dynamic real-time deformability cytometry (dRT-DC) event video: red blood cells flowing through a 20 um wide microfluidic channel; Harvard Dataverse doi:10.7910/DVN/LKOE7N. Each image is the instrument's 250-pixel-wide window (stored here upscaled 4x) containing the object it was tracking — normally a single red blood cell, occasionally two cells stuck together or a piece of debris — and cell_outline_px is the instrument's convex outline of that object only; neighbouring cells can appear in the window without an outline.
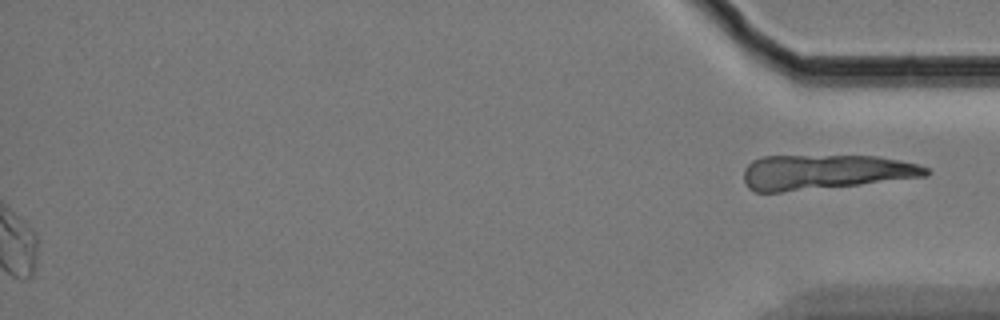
{"species": "Egyptian fruit bat (a non-hibernating species)", "species_latin": "Rousettus aegyptiacus", "temperature_condition": "cold", "stored_images_in_passage": 52, "segment_of_instrument_passage": [2, 2], "camera_frame_rate_fps": 3000, "um_per_image_px": 0.085, "animal": {"sex": "female"}, "frame": {"image": 1, "passage_image": 52, "time_ms": 17.0, "image_size_px": [1000, 320], "cell_outline_px": [[932, 172], [928, 176], [860, 184], [780, 192], [756, 192], [748, 188], [744, 180], [744, 168], [752, 160], [764, 156], [876, 156], [900, 160], [916, 164], [928, 168]], "centroid_in_image_um": [70.12, 14.62], "position_along_channel_um": 365.1, "area_um2": 36.88}}